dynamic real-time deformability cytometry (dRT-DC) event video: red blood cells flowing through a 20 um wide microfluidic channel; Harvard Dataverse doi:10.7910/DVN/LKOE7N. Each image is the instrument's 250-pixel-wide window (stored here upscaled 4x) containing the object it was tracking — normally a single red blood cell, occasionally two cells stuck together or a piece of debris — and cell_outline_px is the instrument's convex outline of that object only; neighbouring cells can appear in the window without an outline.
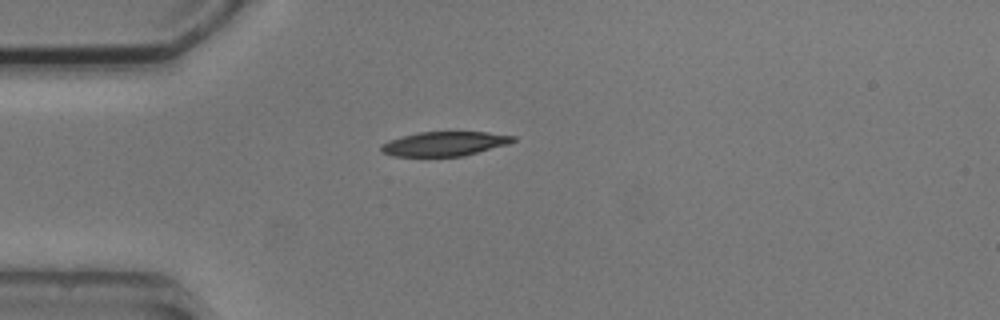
{"species": "common noctule bat (a hibernating species)", "species_latin": "Nyctalus noctula", "temperature_condition": "cold", "stored_images_in_passage": 1, "camera_frame_rate_fps": 3000, "um_per_image_px": 0.085, "animal": {"sex": "male", "body_mass_g": 20.5, "forearm_length_mm": 52.5}, "frame": {"image": 1, "passage_image": 1, "time_ms": 0.0, "image_size_px": [1000, 320], "cell_outline_px": [[516, 140], [508, 144], [464, 156], [392, 156], [384, 152], [380, 148], [380, 144], [388, 140], [420, 132], [488, 132], [516, 136]], "centroid_in_image_um": [37.8, 12.22], "position_along_channel_um": 47.2, "area_um2": 18.67}}